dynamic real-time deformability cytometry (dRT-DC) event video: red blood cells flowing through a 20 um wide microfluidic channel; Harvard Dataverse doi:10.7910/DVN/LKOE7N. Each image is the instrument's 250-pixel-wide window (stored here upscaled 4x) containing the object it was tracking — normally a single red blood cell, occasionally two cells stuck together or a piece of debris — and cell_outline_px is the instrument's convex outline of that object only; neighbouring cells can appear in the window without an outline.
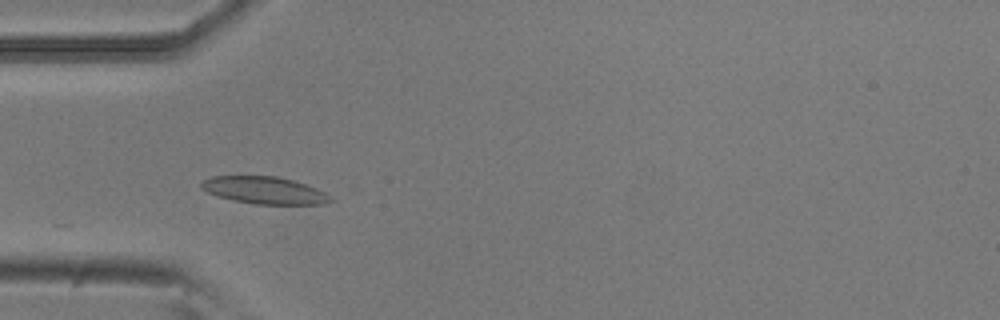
{"species": "common noctule bat (a hibernating species)", "species_latin": "Nyctalus noctula", "temperature_condition": "room temperature", "stored_images_in_passage": 23, "camera_frame_rate_fps": 3000, "um_per_image_px": 0.085, "animal": {"sex": "male", "body_mass_g": 20.5, "forearm_length_mm": 52.5}, "frame": {"image": 1, "passage_image": 1, "time_ms": 0.0, "image_size_px": [1000, 320], "cell_outline_px": [[336, 200], [324, 204], [256, 204], [232, 200], [216, 196], [200, 188], [200, 184], [204, 180], [212, 176], [276, 176], [292, 180], [316, 188], [332, 196]], "centroid_in_image_um": [22.49, 16.18], "position_along_channel_um": 62.5, "area_um2": 20.52}}
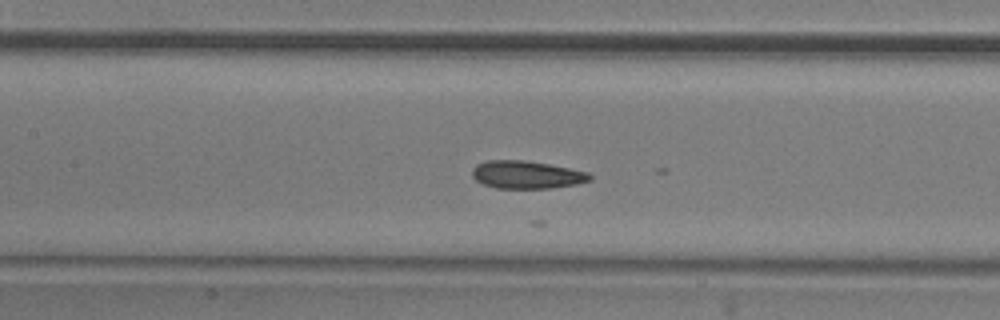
{"frame": {"image": 2, "passage_image": 9, "time_ms": 2.667, "image_size_px": [1000, 320], "cell_outline_px": [[592, 180], [576, 184], [552, 188], [496, 188], [484, 184], [476, 180], [472, 176], [472, 168], [476, 164], [488, 160], [524, 160], [548, 164], [588, 172], [592, 176]], "centroid_in_image_um": [44.75, 14.85], "position_along_channel_um": 162.6, "area_um2": 19.02}}
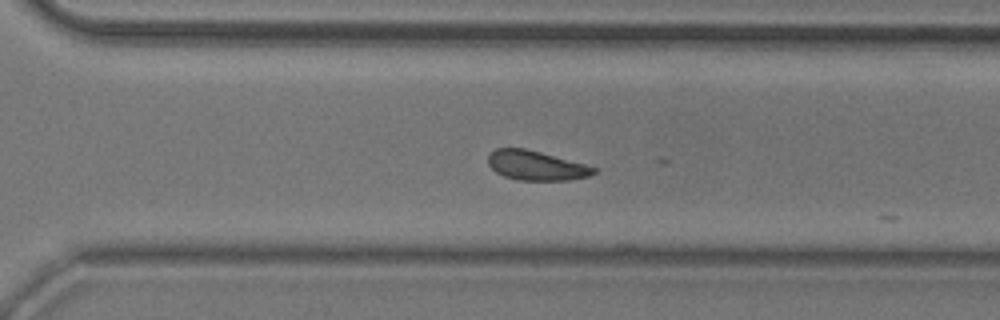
{"frame": {"image": 3, "passage_image": 22, "time_ms": 7.0, "image_size_px": [1000, 320], "cell_outline_px": [[596, 172], [588, 176], [568, 180], [516, 180], [504, 176], [496, 172], [488, 164], [488, 152], [496, 148], [524, 148], [540, 152], [584, 164], [596, 168]], "centroid_in_image_um": [45.51, 14.06], "position_along_channel_um": 325.1, "area_um2": 18.03}}